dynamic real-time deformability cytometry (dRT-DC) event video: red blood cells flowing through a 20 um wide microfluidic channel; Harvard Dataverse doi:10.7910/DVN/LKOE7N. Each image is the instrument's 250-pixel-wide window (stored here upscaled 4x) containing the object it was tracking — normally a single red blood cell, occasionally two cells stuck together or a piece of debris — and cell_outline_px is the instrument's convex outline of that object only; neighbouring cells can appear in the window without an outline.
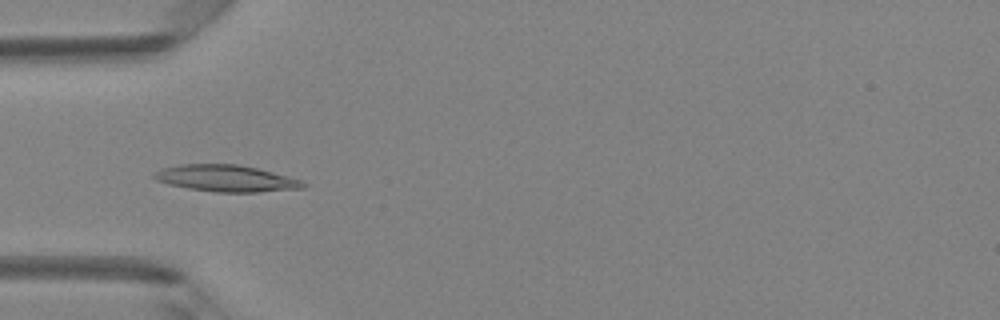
{"species": "Egyptian fruit bat (a non-hibernating species)", "species_latin": "Rousettus aegyptiacus", "temperature_condition": "room temperature", "stored_images_in_passage": 49, "camera_frame_rate_fps": 3000, "um_per_image_px": 0.085, "animal": {"sex": "female"}, "frame": {"image": 1, "passage_image": 16, "time_ms": 5.0, "image_size_px": [1000, 320], "cell_outline_px": [[308, 184], [304, 188], [260, 192], [216, 192], [188, 188], [168, 184], [156, 180], [152, 176], [160, 168], [180, 164], [236, 164], [256, 168], [288, 176], [300, 180]], "centroid_in_image_um": [19.21, 15.16], "position_along_channel_um": 65.8, "area_um2": 23.06}}
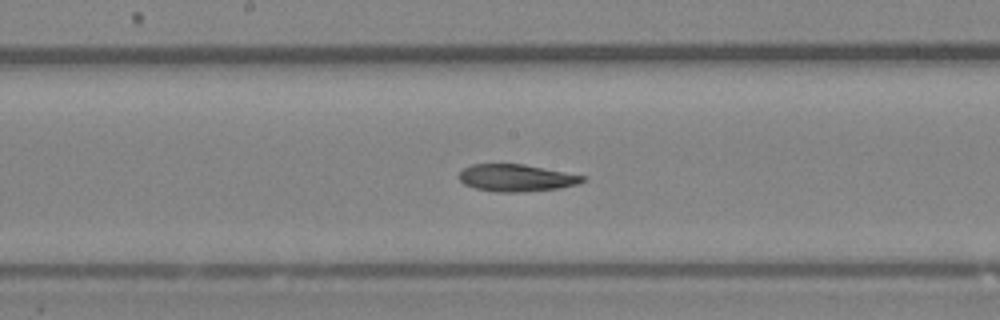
{"frame": {"image": 2, "passage_image": 26, "time_ms": 8.333, "image_size_px": [1000, 320], "cell_outline_px": [[584, 180], [576, 184], [560, 188], [520, 192], [496, 192], [476, 188], [464, 184], [456, 176], [464, 168], [472, 164], [524, 164], [584, 176]], "centroid_in_image_um": [43.83, 15.12], "position_along_channel_um": 204.4, "area_um2": 19.36}}
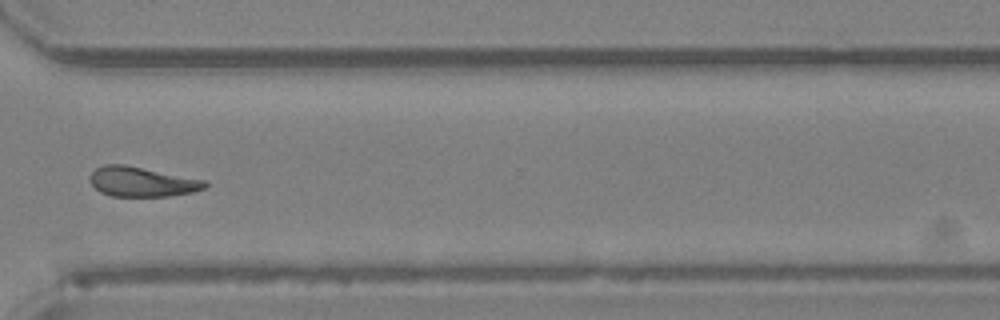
{"frame": {"image": 3, "passage_image": 37, "time_ms": 12.0, "image_size_px": [1000, 320], "cell_outline_px": [[208, 184], [204, 188], [192, 192], [168, 196], [112, 196], [100, 192], [92, 184], [92, 172], [96, 168], [104, 164], [124, 164], [208, 180]], "centroid_in_image_um": [12.11, 15.44], "position_along_channel_um": 358.5, "area_um2": 19.88}}